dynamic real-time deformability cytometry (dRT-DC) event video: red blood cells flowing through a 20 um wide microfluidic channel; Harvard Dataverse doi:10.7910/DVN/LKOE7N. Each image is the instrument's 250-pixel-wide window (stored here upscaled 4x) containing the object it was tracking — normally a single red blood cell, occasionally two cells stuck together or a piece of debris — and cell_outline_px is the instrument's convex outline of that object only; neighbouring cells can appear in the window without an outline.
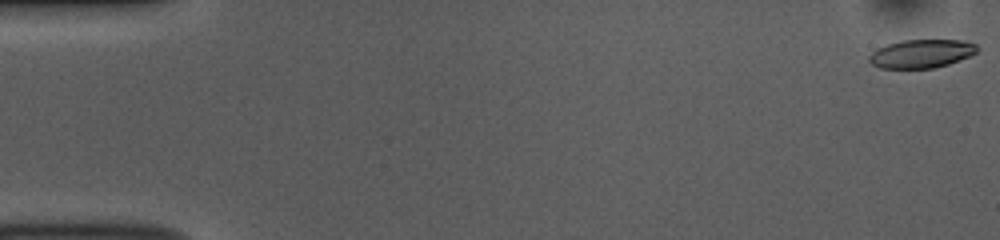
{"species": "common noctule bat (a hibernating species)", "species_latin": "Nyctalus noctula", "temperature_condition": "room temperature", "stored_images_in_passage": 53, "camera_frame_rate_fps": 3000, "um_per_image_px": 0.085, "animal": {"sex": "female", "body_mass_g": 10.0, "forearm_length_mm": 53.1}, "frame": {"image": 1, "passage_image": 1, "time_ms": 0.0, "image_size_px": [1000, 240], "cell_outline_px": [[980, 48], [976, 52], [960, 60], [948, 64], [932, 68], [880, 68], [872, 64], [868, 60], [868, 56], [876, 48], [888, 44], [904, 40], [960, 40], [976, 44]], "centroid_in_image_um": [78.3, 4.56], "position_along_channel_um": 6.7, "area_um2": 17.86}}
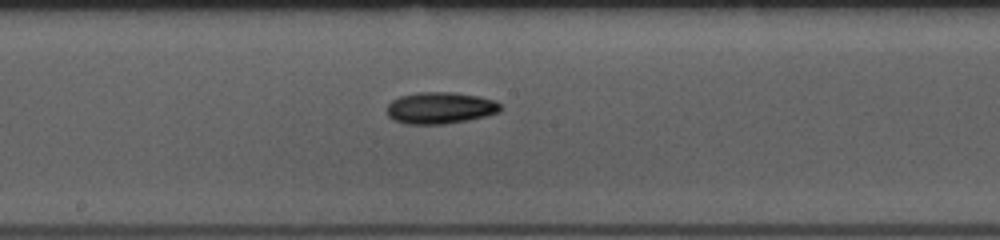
{"frame": {"image": 2, "passage_image": 28, "time_ms": 9.0, "image_size_px": [1000, 240], "cell_outline_px": [[500, 112], [468, 120], [444, 124], [404, 124], [392, 120], [388, 116], [388, 104], [392, 100], [400, 96], [416, 92], [452, 92], [480, 96], [496, 100], [500, 104]], "centroid_in_image_um": [37.41, 9.17], "position_along_channel_um": 210.8, "area_um2": 21.1}}
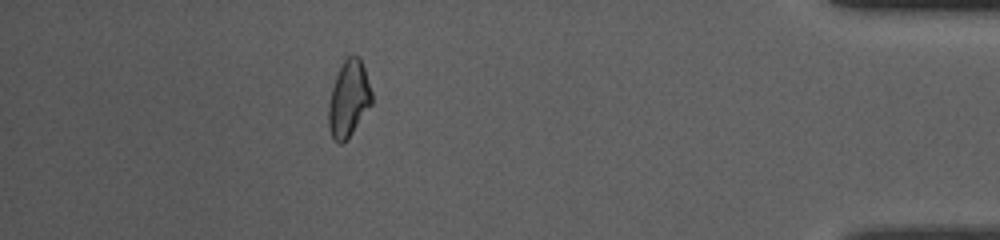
{"frame": {"image": 3, "passage_image": 47, "time_ms": 15.333, "image_size_px": [1000, 240], "cell_outline_px": [[372, 104], [344, 144], [336, 144], [328, 128], [328, 108], [332, 88], [336, 76], [344, 60], [348, 56], [360, 56], [372, 92]], "centroid_in_image_um": [29.63, 8.44], "position_along_channel_um": 405.6, "area_um2": 19.19}, "authors_computed_cell_mechanics": {"area_um2": 19.4786, "velocity_mm_per_s": 3.839, "shape_relaxation_time_tau1_ms": 4.8261, "shape_relaxation_time_tau2_ms": null, "deformation_change_tau1": 0.1191, "deformation_change_tau2": null}}